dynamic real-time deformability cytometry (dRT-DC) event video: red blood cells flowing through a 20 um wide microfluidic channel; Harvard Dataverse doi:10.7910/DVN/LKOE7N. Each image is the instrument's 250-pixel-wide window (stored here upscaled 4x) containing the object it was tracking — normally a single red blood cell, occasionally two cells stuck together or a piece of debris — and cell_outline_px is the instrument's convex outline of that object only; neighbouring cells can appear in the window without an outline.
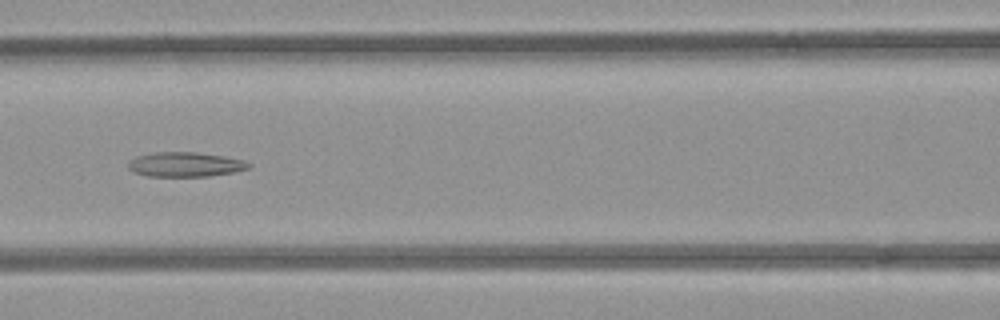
{"species": "common noctule bat (a hibernating species)", "species_latin": "Nyctalus noctula", "temperature_condition": "room temperature", "stored_images_in_passage": 6, "camera_frame_rate_fps": 3000, "um_per_image_px": 0.085, "animal": {"sex": "female", "body_mass_g": 21.9}, "frame": {"image": 1, "passage_image": 6, "time_ms": 5.667, "image_size_px": [1000, 320], "cell_outline_px": [[252, 164], [248, 168], [232, 172], [208, 176], [148, 176], [132, 172], [128, 168], [128, 164], [136, 156], [156, 152], [196, 152], [224, 156], [244, 160]], "centroid_in_image_um": [15.74, 13.97], "position_along_channel_um": 150.9, "area_um2": 17.17}}